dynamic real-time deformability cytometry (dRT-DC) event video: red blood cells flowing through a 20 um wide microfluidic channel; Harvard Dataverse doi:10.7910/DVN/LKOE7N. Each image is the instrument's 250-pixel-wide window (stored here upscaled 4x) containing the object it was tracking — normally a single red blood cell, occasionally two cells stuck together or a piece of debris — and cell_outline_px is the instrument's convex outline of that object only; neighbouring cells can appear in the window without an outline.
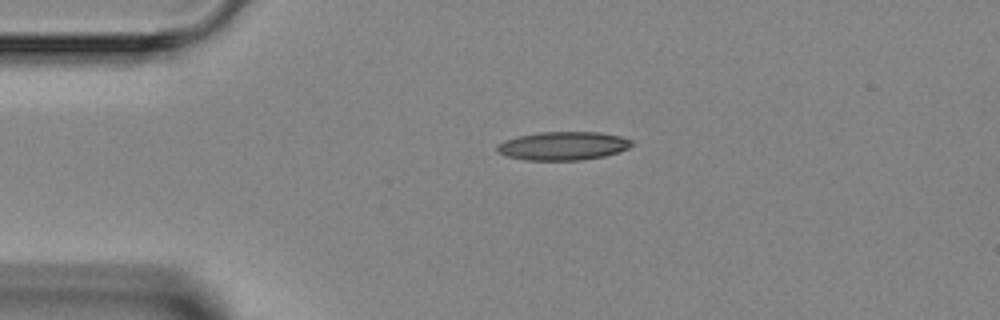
{"species": "Egyptian fruit bat (a non-hibernating species)", "species_latin": "Rousettus aegyptiacus", "temperature_condition": "room temperature", "stored_images_in_passage": 2, "camera_frame_rate_fps": 3000, "um_per_image_px": 0.085, "animal": {"sex": "female"}, "frame": {"image": 1, "passage_image": 1, "time_ms": 0.0, "image_size_px": [1000, 320], "cell_outline_px": [[636, 144], [620, 152], [604, 156], [584, 160], [524, 160], [504, 156], [496, 152], [496, 144], [504, 140], [520, 136], [540, 132], [600, 132], [620, 136], [632, 140]], "centroid_in_image_um": [47.86, 12.41], "position_along_channel_um": 37.1, "area_um2": 22.66}}